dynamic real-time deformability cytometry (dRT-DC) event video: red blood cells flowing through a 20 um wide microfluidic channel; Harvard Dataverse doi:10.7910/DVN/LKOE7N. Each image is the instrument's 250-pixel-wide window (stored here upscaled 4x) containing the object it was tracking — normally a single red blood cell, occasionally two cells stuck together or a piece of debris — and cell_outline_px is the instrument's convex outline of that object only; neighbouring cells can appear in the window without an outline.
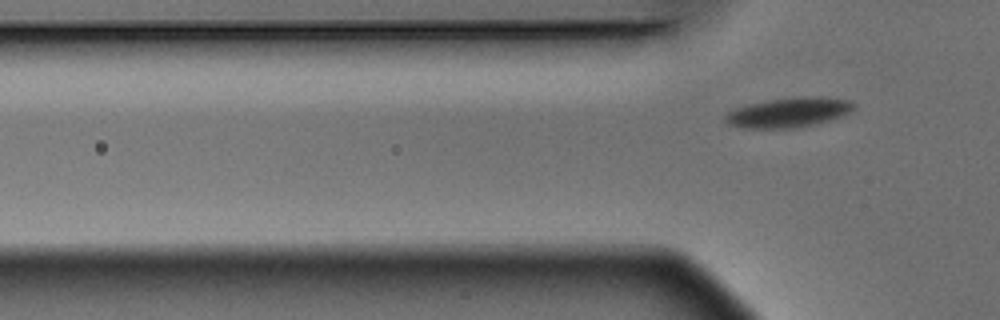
{"species": "Egyptian fruit bat (a non-hibernating species)", "species_latin": "Rousettus aegyptiacus", "temperature_condition": "warm", "stored_images_in_passage": 6, "camera_frame_rate_fps": 3000, "um_per_image_px": 0.085, "animal": {"sex": "male"}, "frame": {"image": 1, "passage_image": 6, "time_ms": 1.667, "image_size_px": [1000, 320], "cell_outline_px": [[856, 108], [840, 116], [828, 120], [796, 128], [744, 128], [728, 124], [724, 120], [724, 116], [728, 112], [736, 108], [748, 104], [768, 100], [808, 96], [824, 96], [848, 100], [856, 104]], "centroid_in_image_um": [67.03, 9.55], "position_along_channel_um": 58.8, "area_um2": 22.14}}